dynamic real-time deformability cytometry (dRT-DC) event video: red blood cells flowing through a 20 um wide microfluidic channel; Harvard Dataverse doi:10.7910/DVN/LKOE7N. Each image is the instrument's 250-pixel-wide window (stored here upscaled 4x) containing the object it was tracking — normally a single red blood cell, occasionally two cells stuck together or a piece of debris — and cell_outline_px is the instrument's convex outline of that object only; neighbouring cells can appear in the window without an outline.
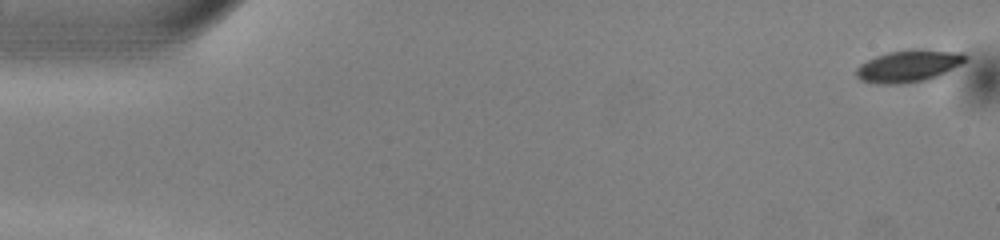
{"species": "common noctule bat (a hibernating species)", "species_latin": "Nyctalus noctula", "temperature_condition": "warm", "stored_images_in_passage": 51, "camera_frame_rate_fps": 3000, "um_per_image_px": 0.085, "animal": {"sex": "male", "body_mass_g": 13.0, "forearm_length_mm": 53.1}, "frame": {"image": 1, "passage_image": 1, "time_ms": 0.0, "image_size_px": [1000, 240], "cell_outline_px": [[968, 56], [960, 64], [928, 80], [900, 84], [876, 84], [860, 80], [856, 76], [856, 68], [860, 64], [876, 56], [888, 52], [912, 48], [920, 48], [964, 52]], "centroid_in_image_um": [77.21, 5.59], "position_along_channel_um": 7.8, "area_um2": 20.58}}
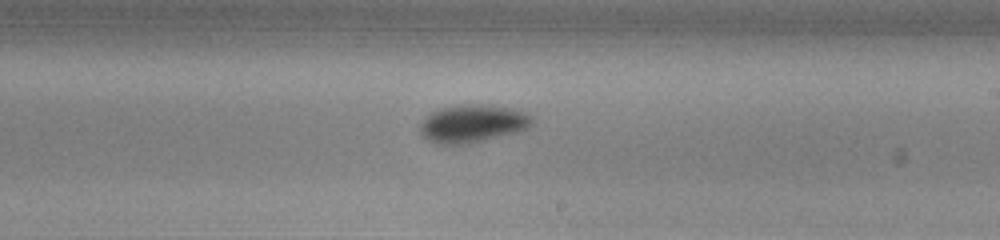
{"frame": {"image": 2, "passage_image": 30, "time_ms": 9.667, "image_size_px": [1000, 240], "cell_outline_px": [[532, 124], [528, 128], [520, 132], [464, 144], [440, 144], [428, 140], [420, 132], [420, 124], [432, 112], [440, 108], [460, 104], [480, 104], [520, 108], [528, 112], [532, 116]], "centroid_in_image_um": [40.25, 10.48], "position_along_channel_um": 248.8, "area_um2": 24.91}}
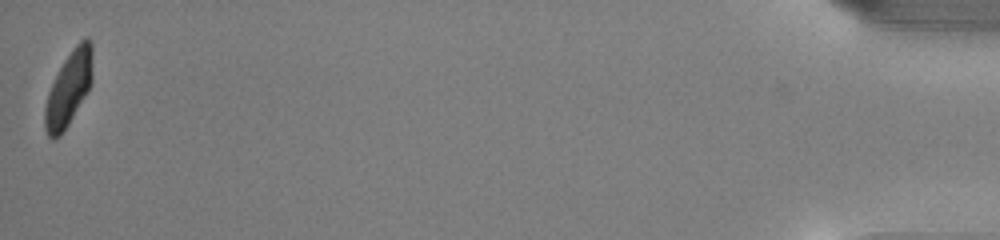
{"frame": {"image": 3, "passage_image": 51, "time_ms": 16.667, "image_size_px": [1000, 240], "cell_outline_px": [[92, 84], [68, 124], [60, 136], [52, 140], [48, 136], [44, 128], [44, 108], [48, 92], [64, 60], [76, 44], [84, 36], [88, 36], [92, 40]], "centroid_in_image_um": [5.85, 7.51], "position_along_channel_um": 429.4, "area_um2": 20.69}, "authors_computed_cell_mechanics": {"area_um2": 22.0796, "velocity_mm_per_s": 4.0106, "shape_relaxation_time_tau1_ms": 2.1707, "shape_relaxation_time_tau2_ms": 4.6151, "deformation_change_tau1": 0.1337, "deformation_change_tau2": 0.0737}}